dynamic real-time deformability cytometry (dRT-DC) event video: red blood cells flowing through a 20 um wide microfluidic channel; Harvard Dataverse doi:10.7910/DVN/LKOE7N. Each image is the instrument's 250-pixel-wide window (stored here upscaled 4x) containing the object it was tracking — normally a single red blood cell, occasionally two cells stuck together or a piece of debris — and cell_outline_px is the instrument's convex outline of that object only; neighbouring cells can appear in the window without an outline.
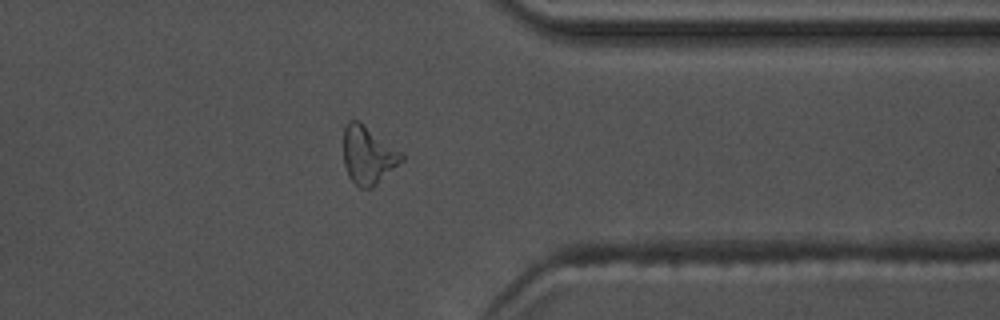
{"species": "common noctule bat (a hibernating species)", "species_latin": "Nyctalus noctula", "temperature_condition": "warm", "stored_images_in_passage": 31, "camera_frame_rate_fps": 3000, "um_per_image_px": 0.085, "animal": {"sex": "male", "body_mass_g": 17.5, "forearm_length_mm": 52.3}, "frame": {"image": 1, "passage_image": 27, "time_ms": 8.667, "image_size_px": [1000, 320], "cell_outline_px": [[404, 160], [372, 188], [360, 188], [348, 176], [344, 164], [344, 124], [348, 120], [360, 120], [404, 152]], "centroid_in_image_um": [31.31, 13.14], "position_along_channel_um": 380.1, "area_um2": 20.06}, "authors_computed_cell_mechanics": {"area_um2": 17.8602, "velocity_mm_per_s": 3.7463, "shape_relaxation_time_tau1_ms": 8.9699, "shape_relaxation_time_tau2_ms": 4.3383, "deformation_change_tau1": 0.29, "deformation_change_tau2": 0.1699}}